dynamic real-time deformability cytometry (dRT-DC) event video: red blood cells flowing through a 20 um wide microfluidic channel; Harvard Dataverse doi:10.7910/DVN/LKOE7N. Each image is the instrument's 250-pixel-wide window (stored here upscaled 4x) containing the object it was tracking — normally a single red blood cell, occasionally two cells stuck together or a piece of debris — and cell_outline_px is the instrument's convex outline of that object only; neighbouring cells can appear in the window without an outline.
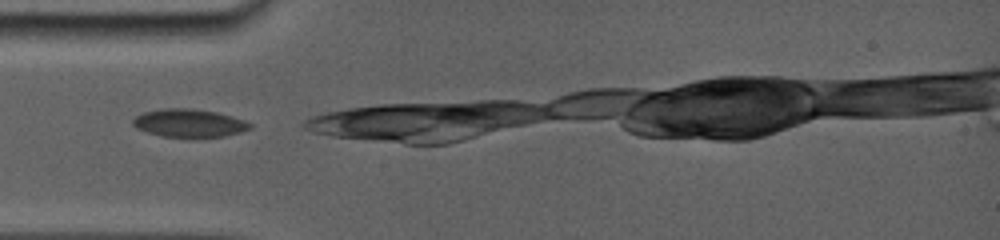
{"species": "common noctule bat (a hibernating species)", "species_latin": "Nyctalus noctula", "temperature_condition": "room temperature", "stored_images_in_passage": 3, "camera_frame_rate_fps": 5000, "um_per_image_px": 0.085, "animal": {"sex": "female", "body_mass_g": 19.0, "forearm_length_mm": 56.7}, "frame": {"image": 1, "passage_image": 1, "time_ms": 0.0, "image_size_px": [1000, 240], "cell_outline_px": [[252, 128], [240, 132], [224, 136], [196, 140], [160, 136], [136, 128], [132, 124], [132, 120], [136, 116], [144, 112], [160, 108], [192, 108], [216, 112], [232, 116], [244, 120], [252, 124]], "centroid_in_image_um": [16.08, 10.5], "position_along_channel_um": 68.9, "area_um2": 19.88}}